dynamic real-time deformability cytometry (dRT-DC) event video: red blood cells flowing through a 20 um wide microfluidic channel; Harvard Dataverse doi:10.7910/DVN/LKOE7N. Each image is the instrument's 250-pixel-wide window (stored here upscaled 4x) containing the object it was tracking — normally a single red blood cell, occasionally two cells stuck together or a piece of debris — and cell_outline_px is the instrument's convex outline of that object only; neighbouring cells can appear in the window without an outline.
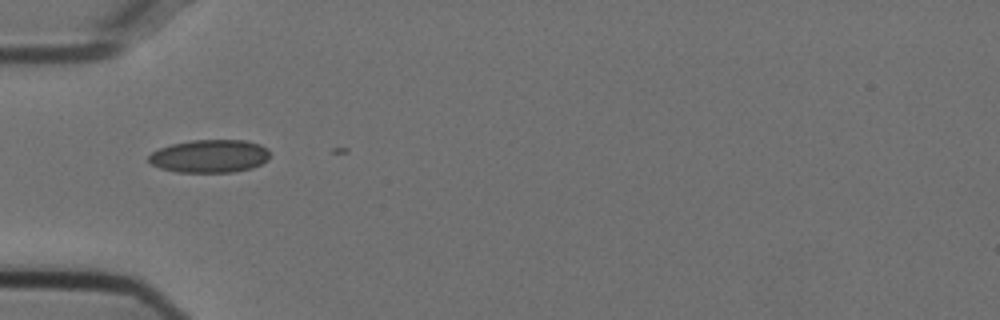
{"species": "Egyptian fruit bat (a non-hibernating species)", "species_latin": "Rousettus aegyptiacus", "temperature_condition": "cold", "stored_images_in_passage": 4, "camera_frame_rate_fps": 3000, "um_per_image_px": 0.085, "animal": {"sex": "female"}, "frame": {"image": 1, "passage_image": 1, "time_ms": 0.0, "image_size_px": [1000, 320], "cell_outline_px": [[268, 160], [252, 168], [236, 172], [176, 172], [160, 168], [152, 164], [148, 160], [148, 156], [152, 152], [160, 148], [172, 144], [192, 140], [244, 140], [260, 144], [268, 148]], "centroid_in_image_um": [17.83, 13.27], "position_along_channel_um": 67.2, "area_um2": 23.35}}